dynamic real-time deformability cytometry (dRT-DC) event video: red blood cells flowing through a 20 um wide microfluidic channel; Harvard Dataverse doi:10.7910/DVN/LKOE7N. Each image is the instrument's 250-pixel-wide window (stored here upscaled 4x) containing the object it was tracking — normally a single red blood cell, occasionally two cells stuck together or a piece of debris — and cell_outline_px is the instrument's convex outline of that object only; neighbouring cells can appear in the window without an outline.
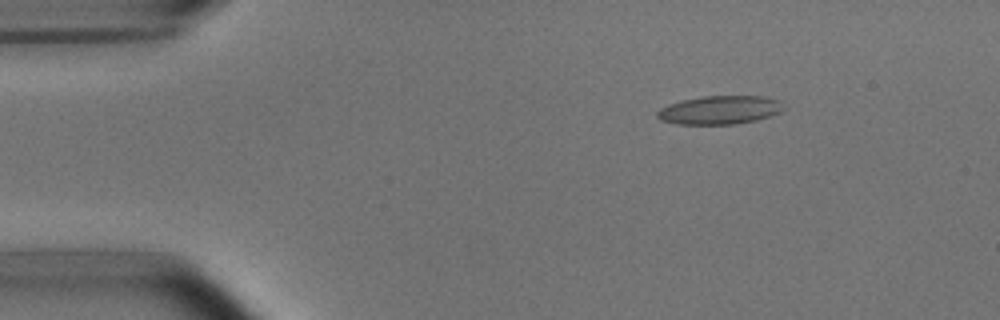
{"species": "common noctule bat (a hibernating species)", "species_latin": "Nyctalus noctula", "temperature_condition": "room temperature", "stored_images_in_passage": 47, "camera_frame_rate_fps": 3000, "um_per_image_px": 0.085, "animal": {"sex": "male", "body_mass_g": 15.6}, "frame": {"image": 1, "passage_image": 1, "time_ms": 0.0, "image_size_px": [1000, 320], "cell_outline_px": [[784, 108], [780, 112], [756, 120], [732, 124], [676, 124], [660, 120], [656, 116], [656, 112], [660, 108], [684, 100], [704, 96], [760, 96], [776, 100]], "centroid_in_image_um": [61.13, 9.36], "position_along_channel_um": 23.9, "area_um2": 20.58}}
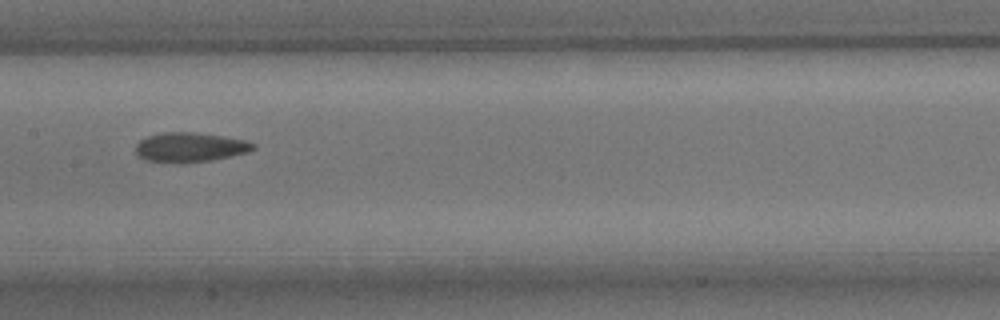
{"frame": {"image": 2, "passage_image": 20, "time_ms": 6.333, "image_size_px": [1000, 320], "cell_outline_px": [[256, 148], [248, 152], [212, 160], [180, 164], [144, 160], [136, 152], [136, 144], [140, 140], [148, 136], [164, 132], [192, 132], [224, 136], [244, 140], [256, 144]], "centroid_in_image_um": [16.15, 12.53], "position_along_channel_um": 191.3, "area_um2": 20.35}}
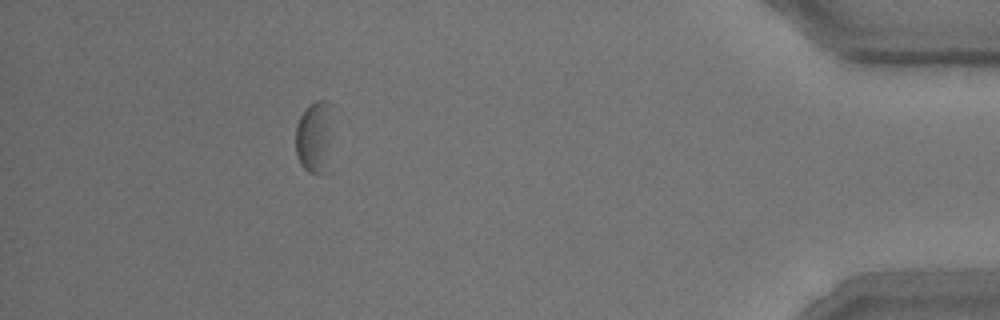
{"frame": {"image": 3, "passage_image": 42, "time_ms": 13.667, "image_size_px": [1000, 320], "cell_outline_px": [[328, 128], [324, 172], [316, 176], [308, 172], [300, 164], [296, 156], [296, 124], [300, 116], [316, 100], [328, 100]], "centroid_in_image_um": [26.6, 11.68], "position_along_channel_um": 408.6, "area_um2": 14.16}, "authors_computed_cell_mechanics": {"area_um2": 20.1144, "velocity_mm_per_s": 3.6873, "shape_relaxation_time_tau1_ms": null, "shape_relaxation_time_tau2_ms": 1.2238, "deformation_change_tau1": null, "deformation_change_tau2": 0.0517}}